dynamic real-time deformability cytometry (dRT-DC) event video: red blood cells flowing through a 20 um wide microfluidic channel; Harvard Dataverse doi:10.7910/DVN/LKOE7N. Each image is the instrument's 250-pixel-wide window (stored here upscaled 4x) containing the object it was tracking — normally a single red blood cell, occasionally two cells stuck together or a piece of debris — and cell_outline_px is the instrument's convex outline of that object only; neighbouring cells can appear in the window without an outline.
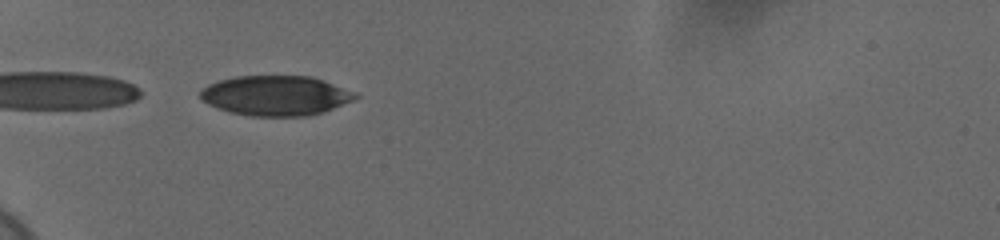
{"species": "human", "species_latin": "Homo sapiens", "temperature_condition": "cold", "stored_images_in_passage": 38, "camera_frame_rate_fps": 3000, "um_per_image_px": 0.085, "donor": {"sex": "female"}, "frame": {"image": 1, "passage_image": 1, "time_ms": 0.0, "image_size_px": [1000, 240], "cell_outline_px": [[360, 96], [352, 100], [324, 112], [308, 116], [248, 116], [228, 112], [216, 108], [208, 104], [200, 96], [200, 92], [208, 84], [220, 80], [236, 76], [312, 76], [324, 80], [356, 92]], "centroid_in_image_um": [23.45, 8.13], "position_along_channel_um": 61.6, "area_um2": 36.18}}
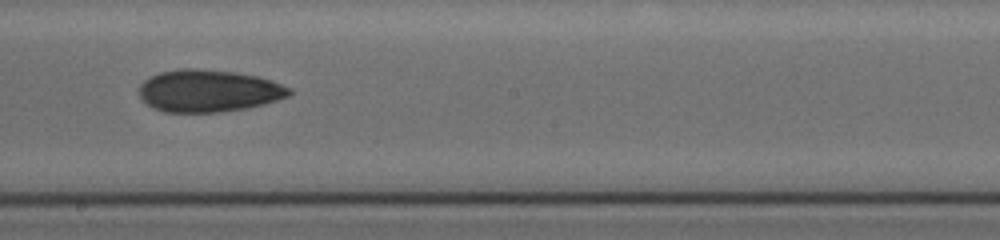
{"frame": {"image": 2, "passage_image": 16, "time_ms": 5.0, "image_size_px": [1000, 240], "cell_outline_px": [[292, 92], [288, 96], [264, 104], [248, 108], [220, 112], [164, 112], [152, 108], [140, 96], [140, 84], [144, 80], [160, 72], [180, 68], [196, 68], [236, 72], [260, 76], [272, 80], [292, 88]], "centroid_in_image_um": [17.76, 7.71], "position_along_channel_um": 230.4, "area_um2": 37.17}}
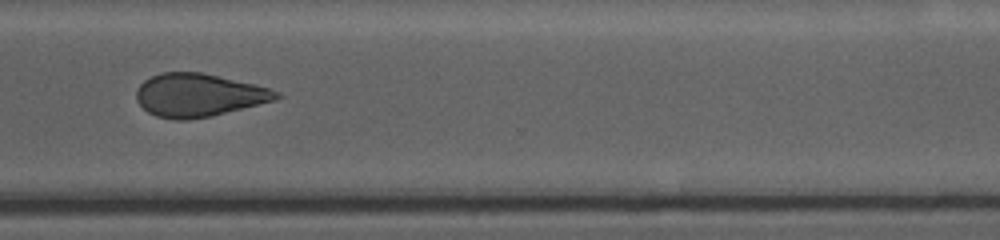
{"frame": {"image": 3, "passage_image": 26, "time_ms": 8.333, "image_size_px": [1000, 240], "cell_outline_px": [[280, 96], [276, 100], [208, 116], [188, 120], [176, 120], [156, 116], [148, 112], [136, 100], [136, 92], [140, 84], [144, 80], [160, 72], [204, 72], [256, 84], [280, 92]], "centroid_in_image_um": [16.87, 8.07], "position_along_channel_um": 353.7, "area_um2": 35.03}, "authors_computed_cell_mechanics": {"area_um2": 36.3562, "velocity_mm_per_s": 3.7104, "shape_relaxation_time_tau1_ms": 2.8829, "shape_relaxation_time_tau2_ms": null, "deformation_change_tau1": 0.0983, "deformation_change_tau2": null}}